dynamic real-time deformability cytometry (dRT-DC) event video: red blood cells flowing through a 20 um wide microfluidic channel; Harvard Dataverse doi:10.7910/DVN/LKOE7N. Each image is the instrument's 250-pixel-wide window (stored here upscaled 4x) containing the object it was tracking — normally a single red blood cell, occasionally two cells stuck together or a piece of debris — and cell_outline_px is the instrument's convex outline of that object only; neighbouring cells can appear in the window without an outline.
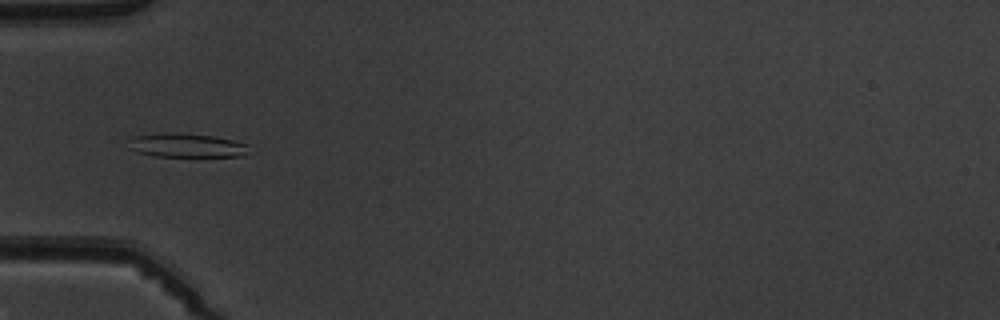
{"species": "common noctule bat (a hibernating species)", "species_latin": "Nyctalus noctula", "temperature_condition": "warm", "stored_images_in_passage": 8, "camera_frame_rate_fps": 3000, "um_per_image_px": 0.085, "animal": {"sex": "male", "body_mass_g": 19.5, "forearm_length_mm": 54.6}, "frame": {"image": 1, "passage_image": 5, "time_ms": 5.0, "image_size_px": [1000, 320], "cell_outline_px": [[248, 144], [240, 156], [156, 156], [136, 152], [128, 148], [132, 140], [136, 136], [168, 132], [176, 132], [216, 136]], "centroid_in_image_um": [15.81, 12.34], "position_along_channel_um": 69.2, "area_um2": 16.42}}
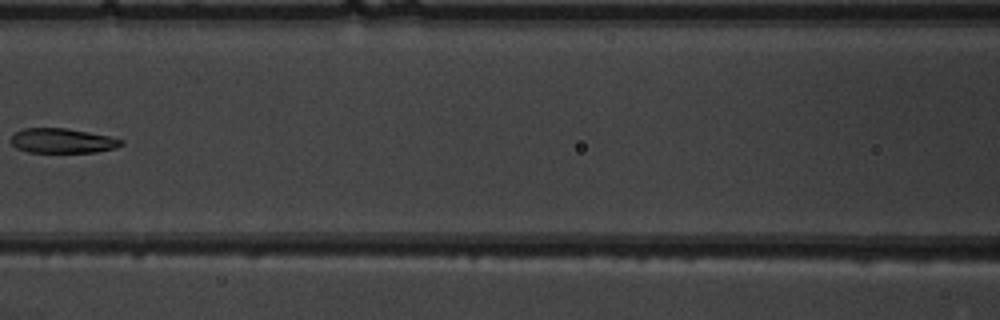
{"frame": {"image": 2, "passage_image": 7, "time_ms": 7.333, "image_size_px": [1000, 320], "cell_outline_px": [[124, 144], [116, 148], [96, 152], [28, 152], [16, 148], [12, 144], [12, 132], [24, 128], [64, 128], [88, 132], [108, 136], [124, 140]], "centroid_in_image_um": [5.3, 11.96], "position_along_channel_um": 161.3, "area_um2": 15.9}}
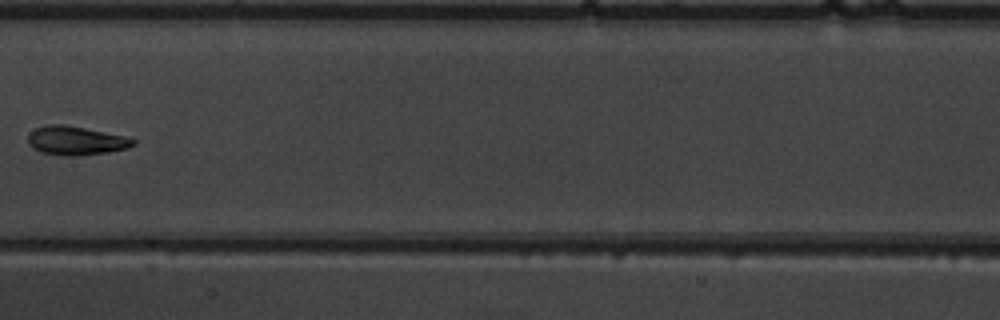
{"frame": {"image": 3, "passage_image": 8, "time_ms": 8.333, "image_size_px": [1000, 320], "cell_outline_px": [[136, 144], [128, 148], [108, 152], [76, 156], [60, 156], [40, 152], [32, 148], [28, 144], [28, 136], [36, 128], [48, 124], [64, 124], [104, 132], [136, 140]], "centroid_in_image_um": [6.41, 11.97], "position_along_channel_um": 201.0, "area_um2": 17.57}}